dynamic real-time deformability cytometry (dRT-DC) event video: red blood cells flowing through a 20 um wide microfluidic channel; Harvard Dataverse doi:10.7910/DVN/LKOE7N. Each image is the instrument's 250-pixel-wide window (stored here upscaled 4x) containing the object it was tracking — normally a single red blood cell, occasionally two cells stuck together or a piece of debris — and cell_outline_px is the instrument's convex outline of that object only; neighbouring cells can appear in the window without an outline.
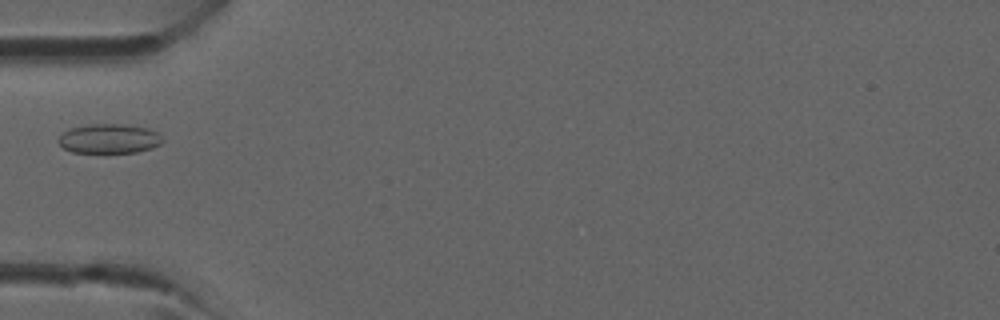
{"species": "common noctule bat (a hibernating species)", "species_latin": "Nyctalus noctula", "temperature_condition": "room temperature", "stored_images_in_passage": 1, "camera_frame_rate_fps": 3000, "um_per_image_px": 0.085, "animal": {"sex": "male", "forearm_length_mm": 52.5}, "frame": {"image": 1, "passage_image": 1, "time_ms": 0.0, "image_size_px": [1000, 320], "cell_outline_px": [[164, 140], [160, 144], [152, 148], [136, 152], [72, 152], [64, 148], [56, 140], [64, 132], [72, 128], [88, 124], [120, 124], [148, 128], [156, 132]], "centroid_in_image_um": [9.28, 11.78], "position_along_channel_um": 75.7, "area_um2": 17.69}}